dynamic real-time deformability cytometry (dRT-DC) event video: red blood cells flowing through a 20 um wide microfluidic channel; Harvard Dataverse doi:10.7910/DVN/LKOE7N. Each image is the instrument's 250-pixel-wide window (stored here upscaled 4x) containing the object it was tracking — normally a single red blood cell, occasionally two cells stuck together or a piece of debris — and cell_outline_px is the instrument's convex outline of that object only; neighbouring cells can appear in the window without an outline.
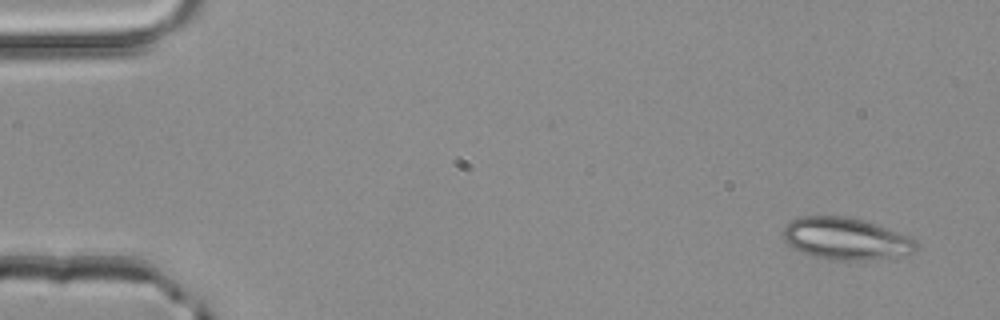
{"species": "common noctule bat (a hibernating species)", "species_latin": "Nyctalus noctula", "temperature_condition": "room temperature", "stored_images_in_passage": 3, "camera_frame_rate_fps": 3000, "um_per_image_px": 0.085, "animal": {"sex": "male", "body_mass_g": 20.4}, "frame": {"image": 1, "passage_image": 1, "time_ms": 0.0, "image_size_px": [1000, 320], "cell_outline_px": [[920, 248], [912, 252], [888, 256], [860, 260], [832, 260], [812, 256], [800, 252], [792, 248], [784, 240], [780, 232], [784, 224], [800, 216], [848, 216], [900, 232], [916, 240]], "centroid_in_image_um": [71.8, 20.27], "position_along_channel_um": 13.2, "area_um2": 32.54}}